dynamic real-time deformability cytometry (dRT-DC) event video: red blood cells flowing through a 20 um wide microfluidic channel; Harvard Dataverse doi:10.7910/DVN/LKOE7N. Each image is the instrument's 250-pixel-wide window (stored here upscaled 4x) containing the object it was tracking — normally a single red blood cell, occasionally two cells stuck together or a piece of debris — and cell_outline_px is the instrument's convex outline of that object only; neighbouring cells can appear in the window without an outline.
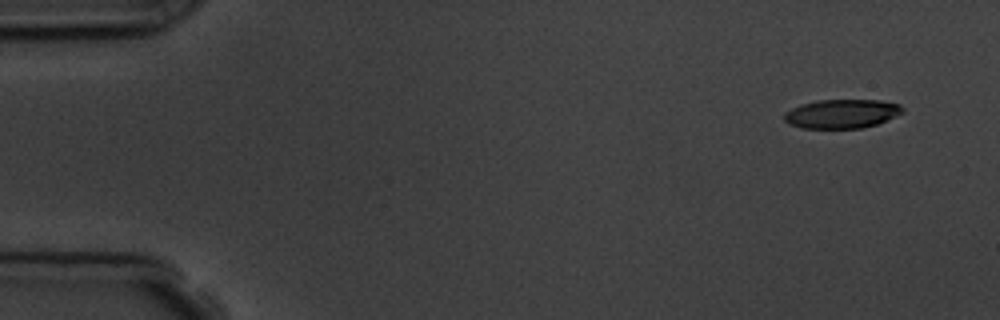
{"species": "common noctule bat (a hibernating species)", "species_latin": "Nyctalus noctula", "temperature_condition": "room temperature", "stored_images_in_passage": 4, "camera_frame_rate_fps": 3000, "um_per_image_px": 0.085, "animal": {"sex": "male", "body_mass_g": 19.5, "forearm_length_mm": 54.6}, "frame": {"image": 1, "passage_image": 1, "time_ms": 0.0, "image_size_px": [1000, 320], "cell_outline_px": [[904, 112], [876, 124], [860, 128], [800, 128], [788, 124], [784, 120], [784, 112], [800, 104], [816, 100], [880, 100], [900, 104], [904, 108]], "centroid_in_image_um": [71.52, 9.66], "position_along_channel_um": 13.5, "area_um2": 20.06}}